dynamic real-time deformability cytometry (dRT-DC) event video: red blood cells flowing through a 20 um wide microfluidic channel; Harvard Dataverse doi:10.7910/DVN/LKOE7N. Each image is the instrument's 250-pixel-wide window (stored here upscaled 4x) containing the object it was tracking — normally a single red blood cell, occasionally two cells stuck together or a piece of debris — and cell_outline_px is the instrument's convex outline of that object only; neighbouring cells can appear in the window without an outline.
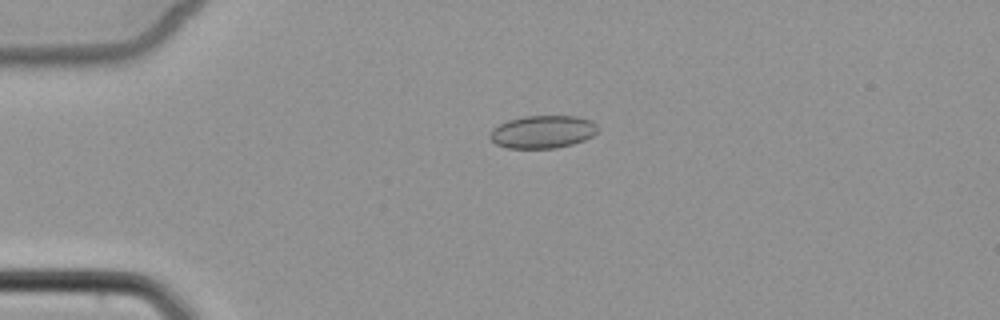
{"species": "common noctule bat (a hibernating species)", "species_latin": "Nyctalus noctula", "temperature_condition": "cold", "stored_images_in_passage": 5, "camera_frame_rate_fps": 3000, "um_per_image_px": 0.085, "animal": {"sex": "female", "body_mass_g": 22.7, "forearm_length_mm": 54.2}, "frame": {"image": 1, "passage_image": 4, "time_ms": 3.667, "image_size_px": [1000, 320], "cell_outline_px": [[600, 128], [592, 136], [584, 140], [572, 144], [556, 148], [508, 148], [496, 144], [488, 136], [492, 128], [508, 120], [524, 116], [576, 116], [592, 120]], "centroid_in_image_um": [46.14, 11.2], "position_along_channel_um": 38.9, "area_um2": 20.69}}